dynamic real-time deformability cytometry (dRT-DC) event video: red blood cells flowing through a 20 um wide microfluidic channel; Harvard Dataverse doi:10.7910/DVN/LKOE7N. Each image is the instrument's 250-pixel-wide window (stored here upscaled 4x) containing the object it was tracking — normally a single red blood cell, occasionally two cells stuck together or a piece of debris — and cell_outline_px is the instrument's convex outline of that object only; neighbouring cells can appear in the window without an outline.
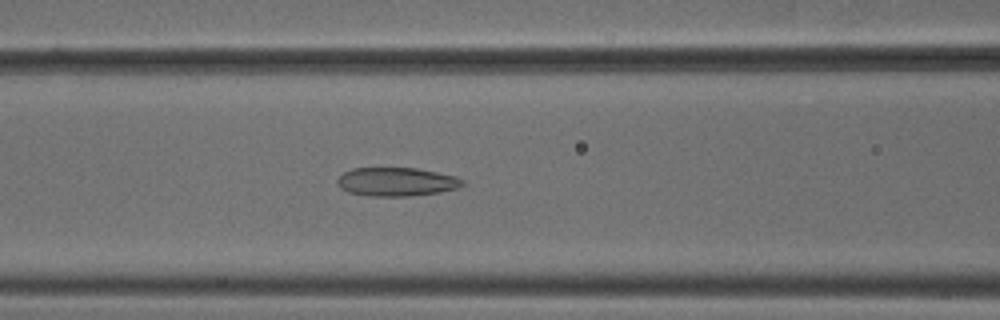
{"species": "common noctule bat (a hibernating species)", "species_latin": "Nyctalus noctula", "temperature_condition": "cold", "stored_images_in_passage": 51, "camera_frame_rate_fps": 3000, "um_per_image_px": 0.085, "animal": {"sex": "male", "body_mass_g": 18.8}, "frame": {"image": 1, "passage_image": 21, "time_ms": 6.667, "image_size_px": [1000, 320], "cell_outline_px": [[464, 184], [460, 188], [440, 192], [408, 196], [368, 196], [348, 192], [340, 188], [336, 180], [344, 172], [352, 168], [416, 168], [456, 176], [464, 180]], "centroid_in_image_um": [33.71, 15.45], "position_along_channel_um": 132.9, "area_um2": 20.98}}
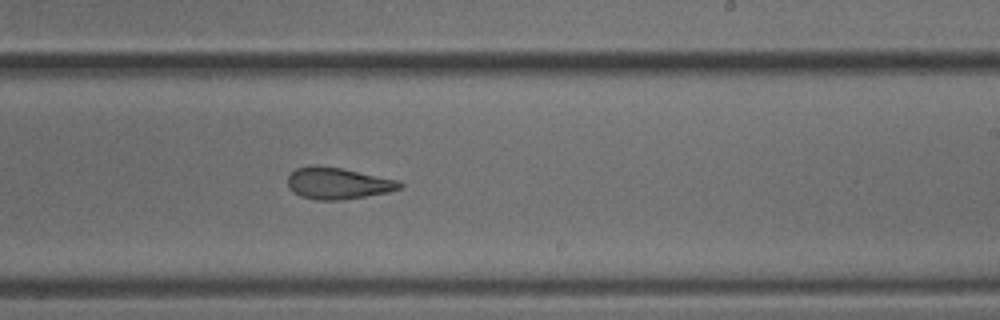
{"frame": {"image": 2, "passage_image": 31, "time_ms": 10.0, "image_size_px": [1000, 320], "cell_outline_px": [[404, 184], [400, 188], [388, 192], [340, 200], [316, 200], [300, 196], [292, 192], [288, 188], [288, 176], [296, 168], [312, 164], [316, 164], [340, 168], [400, 180]], "centroid_in_image_um": [28.69, 15.57], "position_along_channel_um": 260.3, "area_um2": 20.75}}
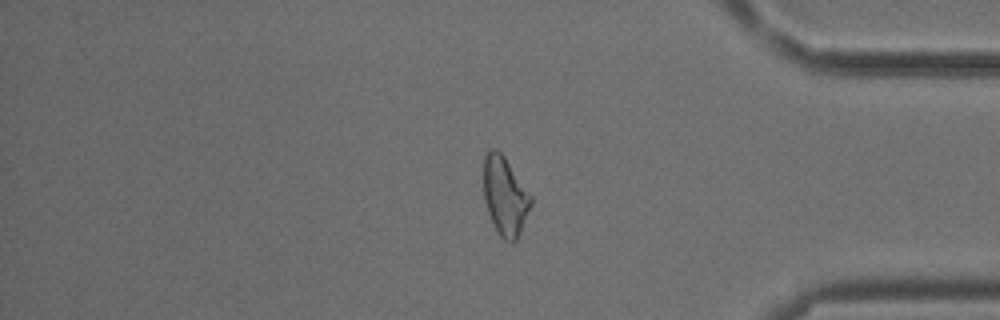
{"frame": {"image": 3, "passage_image": 43, "time_ms": 14.0, "image_size_px": [1000, 320], "cell_outline_px": [[532, 204], [516, 240], [512, 244], [504, 240], [500, 236], [488, 212], [484, 200], [484, 156], [492, 148], [496, 148], [504, 156], [532, 196]], "centroid_in_image_um": [42.93, 16.66], "position_along_channel_um": 392.3, "area_um2": 21.44}, "authors_computed_cell_mechanics": {"area_um2": 22.0796, "velocity_mm_per_s": 3.8265, "shape_relaxation_time_tau1_ms": null, "shape_relaxation_time_tau2_ms": 2.6328, "deformation_change_tau1": null, "deformation_change_tau2": 0.1132}}